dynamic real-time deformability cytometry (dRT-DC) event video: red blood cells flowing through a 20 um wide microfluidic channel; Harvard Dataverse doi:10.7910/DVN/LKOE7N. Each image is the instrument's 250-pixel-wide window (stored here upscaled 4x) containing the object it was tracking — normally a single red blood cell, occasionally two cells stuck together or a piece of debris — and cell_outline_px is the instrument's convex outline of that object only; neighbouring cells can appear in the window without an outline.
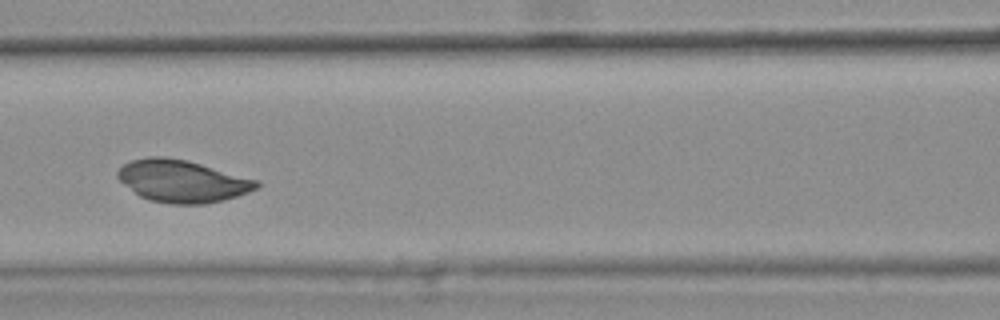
{"species": "common noctule bat (a hibernating species)", "species_latin": "Nyctalus noctula", "temperature_condition": "warm", "stored_images_in_passage": 9, "camera_frame_rate_fps": 3000, "um_per_image_px": 0.085, "animal": {"sex": "female", "body_mass_g": 25.1}, "frame": {"image": 1, "passage_image": 6, "time_ms": 1.667, "image_size_px": [1000, 320], "cell_outline_px": [[260, 184], [256, 188], [236, 196], [224, 200], [208, 204], [168, 204], [148, 200], [140, 196], [124, 184], [116, 176], [116, 172], [124, 164], [132, 160], [148, 156], [164, 156], [188, 160], [260, 180]], "centroid_in_image_um": [15.49, 15.39], "position_along_channel_um": 151.1, "area_um2": 34.39}}